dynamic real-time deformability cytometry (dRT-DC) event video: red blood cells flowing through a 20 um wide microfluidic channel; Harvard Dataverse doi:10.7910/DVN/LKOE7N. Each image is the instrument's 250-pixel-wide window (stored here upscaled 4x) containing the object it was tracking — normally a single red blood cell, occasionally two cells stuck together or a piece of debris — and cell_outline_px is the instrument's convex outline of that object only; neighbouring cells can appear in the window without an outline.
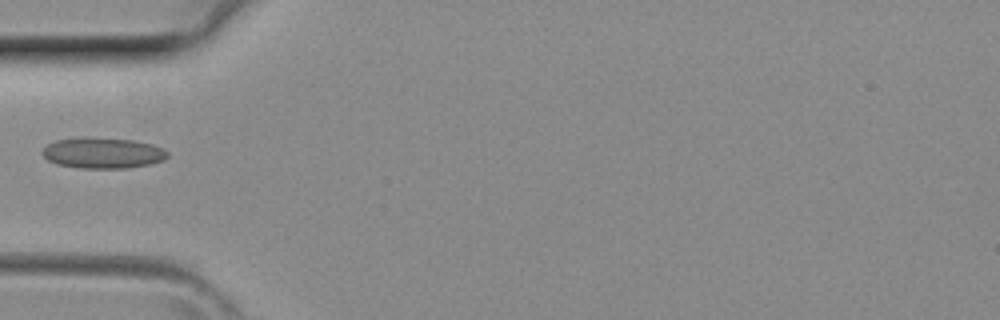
{"species": "common noctule bat (a hibernating species)", "species_latin": "Nyctalus noctula", "temperature_condition": "room temperature", "stored_images_in_passage": 2, "camera_frame_rate_fps": 3000, "um_per_image_px": 0.085, "animal": {"sex": "female", "body_mass_g": 29.2, "forearm_length_mm": 56.3}, "frame": {"image": 1, "passage_image": 2, "time_ms": 0.333, "image_size_px": [1000, 320], "cell_outline_px": [[168, 156], [164, 160], [148, 164], [124, 168], [80, 168], [56, 164], [48, 160], [40, 152], [48, 144], [56, 140], [136, 140], [152, 144], [164, 148], [168, 152]], "centroid_in_image_um": [8.78, 13.05], "position_along_channel_um": 76.2, "area_um2": 21.56}}